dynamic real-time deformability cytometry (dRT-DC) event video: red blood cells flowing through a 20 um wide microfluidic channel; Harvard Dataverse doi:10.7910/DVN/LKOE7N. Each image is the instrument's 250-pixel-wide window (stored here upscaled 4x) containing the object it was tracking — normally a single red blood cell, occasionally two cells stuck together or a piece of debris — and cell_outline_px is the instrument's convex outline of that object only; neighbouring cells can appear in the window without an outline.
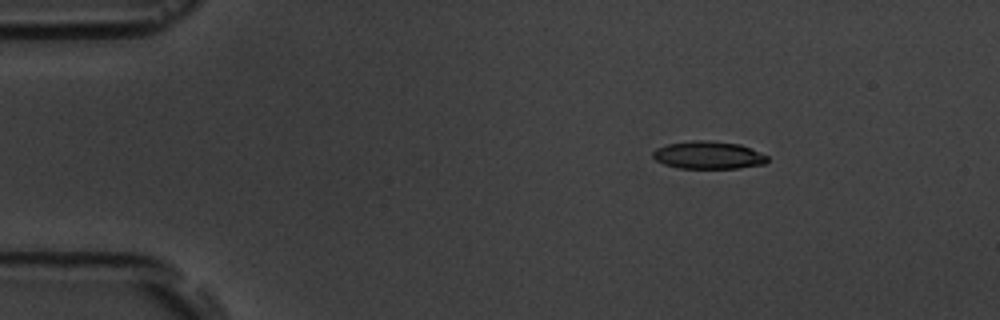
{"species": "common noctule bat (a hibernating species)", "species_latin": "Nyctalus noctula", "temperature_condition": "room temperature", "stored_images_in_passage": 5, "camera_frame_rate_fps": 3000, "um_per_image_px": 0.085, "animal": {"sex": "male", "body_mass_g": 19.5, "forearm_length_mm": 54.6}, "frame": {"image": 1, "passage_image": 2, "time_ms": 1.0, "image_size_px": [1000, 320], "cell_outline_px": [[768, 160], [764, 164], [736, 168], [680, 168], [664, 164], [656, 160], [652, 156], [652, 152], [656, 148], [668, 144], [692, 140], [708, 140], [740, 144], [768, 156]], "centroid_in_image_um": [60.19, 13.18], "position_along_channel_um": 24.8, "area_um2": 18.38}}
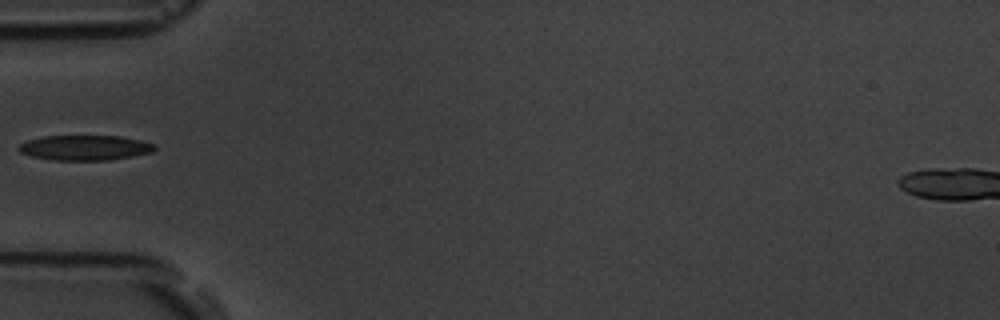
{"frame": {"image": 2, "passage_image": 5, "time_ms": 4.333, "image_size_px": [1000, 320], "cell_outline_px": [[156, 148], [152, 152], [132, 156], [108, 160], [52, 160], [32, 156], [20, 152], [16, 148], [20, 144], [28, 140], [44, 136], [120, 136], [140, 140], [152, 144]], "centroid_in_image_um": [7.19, 12.55], "position_along_channel_um": 77.8, "area_um2": 19.71}}